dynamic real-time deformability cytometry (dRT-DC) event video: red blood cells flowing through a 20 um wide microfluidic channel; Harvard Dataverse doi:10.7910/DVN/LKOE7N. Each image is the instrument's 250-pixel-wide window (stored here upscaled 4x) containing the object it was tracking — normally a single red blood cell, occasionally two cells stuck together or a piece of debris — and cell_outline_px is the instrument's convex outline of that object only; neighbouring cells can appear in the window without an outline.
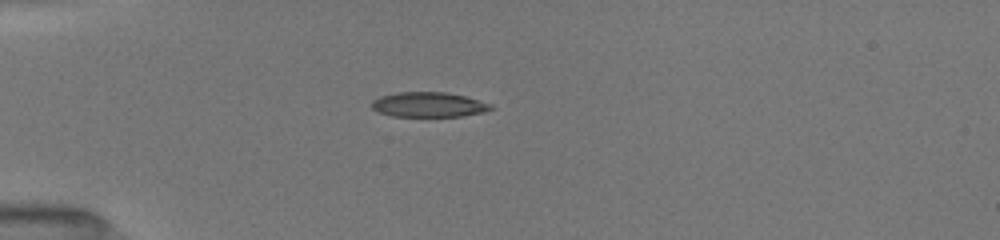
{"species": "common noctule bat (a hibernating species)", "species_latin": "Nyctalus noctula", "temperature_condition": "room temperature", "stored_images_in_passage": 43, "camera_frame_rate_fps": 3000, "um_per_image_px": 0.085, "animal": {"sex": "female", "body_mass_g": 19.5, "forearm_length_mm": 54.1}, "frame": {"image": 1, "passage_image": 1, "time_ms": 0.0, "image_size_px": [1000, 240], "cell_outline_px": [[496, 108], [484, 112], [460, 116], [392, 116], [376, 112], [372, 108], [372, 100], [380, 96], [396, 92], [444, 92], [464, 96], [492, 104]], "centroid_in_image_um": [36.42, 8.89], "position_along_channel_um": 48.6, "area_um2": 17.34}}
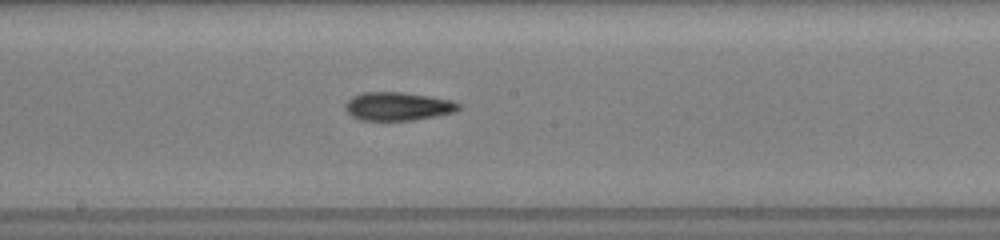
{"frame": {"image": 2, "passage_image": 16, "time_ms": 4.667, "image_size_px": [1000, 240], "cell_outline_px": [[460, 108], [456, 112], [436, 116], [412, 120], [360, 120], [352, 116], [344, 108], [344, 104], [352, 96], [364, 92], [404, 92], [452, 100], [460, 104]], "centroid_in_image_um": [33.81, 9.03], "position_along_channel_um": 214.4, "area_um2": 18.79}}
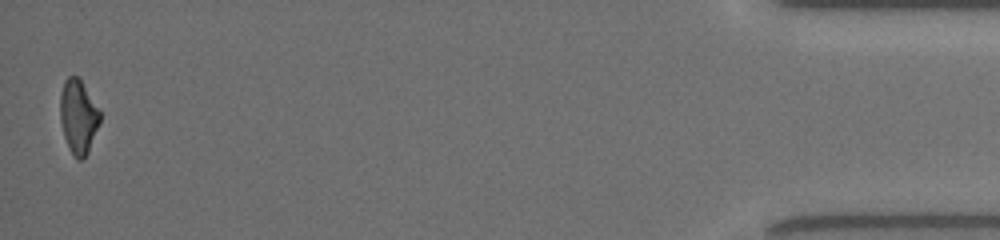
{"frame": {"image": 3, "passage_image": 43, "time_ms": 12.0, "image_size_px": [1000, 240], "cell_outline_px": [[100, 120], [88, 152], [80, 160], [76, 160], [72, 156], [68, 148], [64, 136], [60, 120], [60, 92], [64, 80], [68, 76], [80, 76], [100, 112]], "centroid_in_image_um": [6.63, 9.89], "position_along_channel_um": 428.6, "area_um2": 17.28}, "authors_computed_cell_mechanics": {"area_um2": 18.0336, "velocity_mm_per_s": 4.0506, "shape_relaxation_time_tau1_ms": 5.2572, "shape_relaxation_time_tau2_ms": 9.4923, "deformation_change_tau1": 0.19, "deformation_change_tau2": 0.175}}